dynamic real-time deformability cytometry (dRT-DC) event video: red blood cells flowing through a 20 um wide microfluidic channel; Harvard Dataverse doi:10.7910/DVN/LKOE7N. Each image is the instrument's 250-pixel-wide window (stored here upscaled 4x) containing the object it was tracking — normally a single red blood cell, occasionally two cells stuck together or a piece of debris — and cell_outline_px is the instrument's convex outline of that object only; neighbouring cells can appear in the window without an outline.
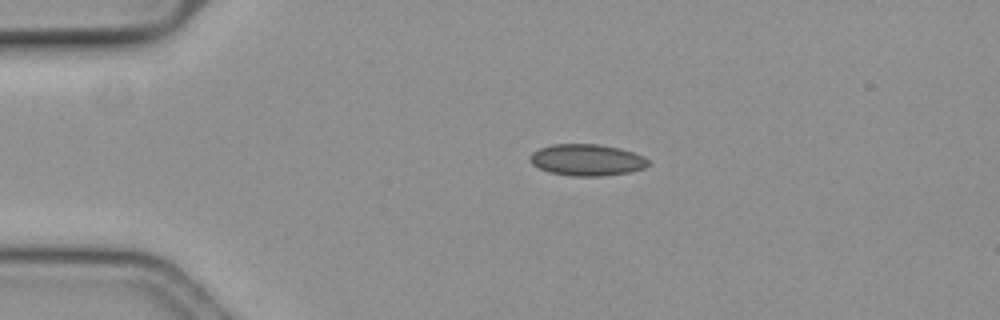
{"species": "common noctule bat (a hibernating species)", "species_latin": "Nyctalus noctula", "temperature_condition": "cold", "stored_images_in_passage": 46, "camera_frame_rate_fps": 3000, "um_per_image_px": 0.085, "animal": {"sex": "female", "body_mass_g": 19.3, "forearm_length_mm": 54.1}, "frame": {"image": 1, "passage_image": 1, "time_ms": 0.0, "image_size_px": [1000, 320], "cell_outline_px": [[648, 164], [644, 168], [628, 172], [600, 176], [572, 176], [552, 172], [540, 168], [532, 164], [528, 160], [528, 156], [532, 152], [540, 148], [552, 144], [600, 144], [620, 148], [644, 156], [648, 160]], "centroid_in_image_um": [49.86, 13.58], "position_along_channel_um": 35.1, "area_um2": 21.68}}
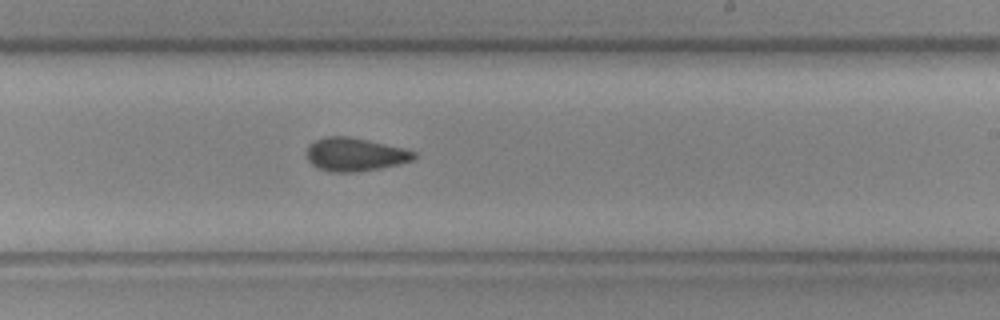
{"frame": {"image": 2, "passage_image": 23, "time_ms": 7.333, "image_size_px": [1000, 320], "cell_outline_px": [[416, 156], [412, 160], [380, 168], [356, 172], [328, 172], [316, 168], [308, 160], [308, 148], [316, 140], [324, 136], [348, 136], [368, 140], [404, 148], [416, 152]], "centroid_in_image_um": [30.16, 13.13], "position_along_channel_um": 258.8, "area_um2": 20.69}}
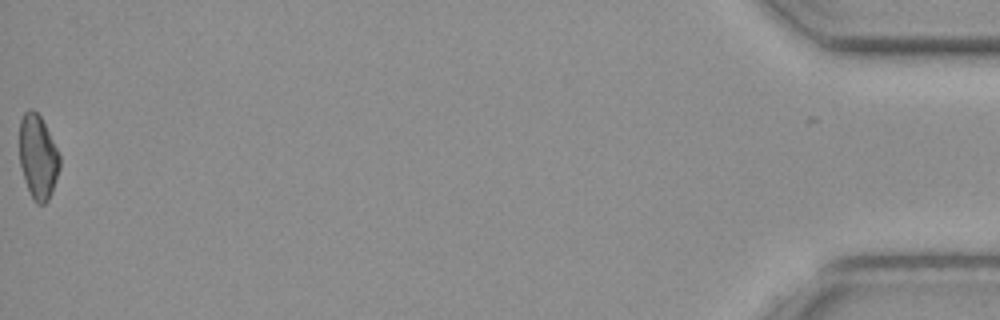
{"frame": {"image": 3, "passage_image": 46, "time_ms": 15.0, "image_size_px": [1000, 320], "cell_outline_px": [[60, 168], [52, 192], [48, 200], [44, 204], [36, 204], [32, 200], [20, 164], [20, 120], [24, 112], [28, 108], [32, 108], [40, 116], [60, 156]], "centroid_in_image_um": [3.23, 13.35], "position_along_channel_um": 432.0, "area_um2": 19.54}, "authors_computed_cell_mechanics": {"area_um2": 20.6635, "velocity_mm_per_s": 3.6312, "shape_relaxation_time_tau1_ms": 8.5544, "shape_relaxation_time_tau2_ms": 2.7078, "deformation_change_tau1": 0.124, "deformation_change_tau2": 0.0917}}